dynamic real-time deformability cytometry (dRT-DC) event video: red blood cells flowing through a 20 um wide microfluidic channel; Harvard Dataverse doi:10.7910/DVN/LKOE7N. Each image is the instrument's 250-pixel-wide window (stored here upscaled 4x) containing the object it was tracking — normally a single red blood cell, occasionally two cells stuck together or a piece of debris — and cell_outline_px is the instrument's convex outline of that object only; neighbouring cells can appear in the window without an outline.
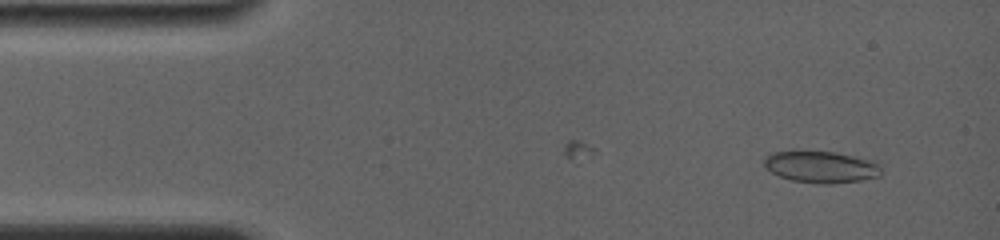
{"species": "common noctule bat (a hibernating species)", "species_latin": "Nyctalus noctula", "temperature_condition": "room temperature", "stored_images_in_passage": 6, "camera_frame_rate_fps": 4000, "um_per_image_px": 0.085, "animal": {"sex": "female", "body_mass_g": 19.0, "forearm_length_mm": 56.7}, "frame": {"image": 1, "passage_image": 1, "time_ms": 0.0, "image_size_px": [1000, 240], "cell_outline_px": [[880, 176], [860, 180], [832, 184], [824, 184], [792, 180], [780, 176], [772, 172], [764, 164], [764, 160], [772, 152], [792, 148], [836, 152], [876, 160], [880, 168]], "centroid_in_image_um": [69.78, 14.13], "position_along_channel_um": 15.2, "area_um2": 22.25}}
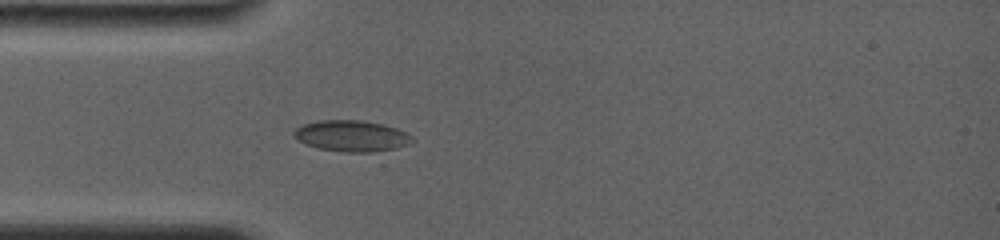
{"frame": {"image": 2, "passage_image": 6, "time_ms": 3.25, "image_size_px": [1000, 240], "cell_outline_px": [[412, 140], [408, 144], [396, 148], [372, 152], [348, 152], [320, 148], [308, 144], [292, 136], [292, 132], [296, 128], [304, 124], [320, 120], [360, 120], [384, 124], [396, 128], [412, 136]], "centroid_in_image_um": [29.88, 11.54], "position_along_channel_um": 55.1, "area_um2": 21.15}}